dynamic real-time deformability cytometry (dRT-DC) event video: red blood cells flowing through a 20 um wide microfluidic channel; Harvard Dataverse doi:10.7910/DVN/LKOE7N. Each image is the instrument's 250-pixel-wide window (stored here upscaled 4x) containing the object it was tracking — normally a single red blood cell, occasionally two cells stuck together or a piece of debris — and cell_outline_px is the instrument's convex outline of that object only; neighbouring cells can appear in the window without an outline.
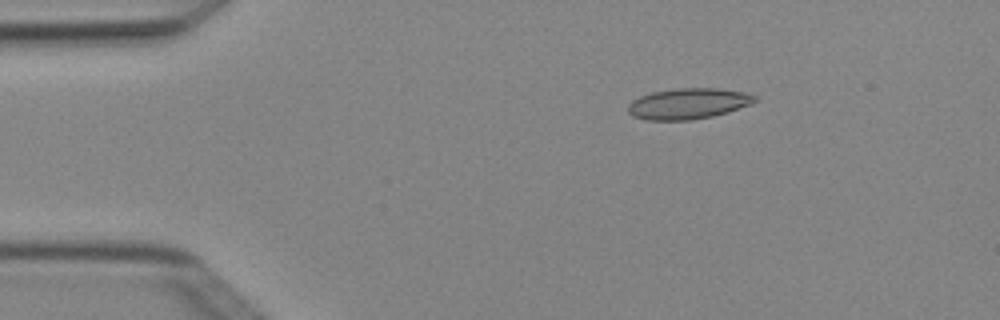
{"species": "Egyptian fruit bat (a non-hibernating species)", "species_latin": "Rousettus aegyptiacus", "temperature_condition": "cold", "stored_images_in_passage": 6, "camera_frame_rate_fps": 3000, "um_per_image_px": 0.085, "animal": {"sex": "female"}, "frame": {"image": 1, "passage_image": 2, "time_ms": 0.333, "image_size_px": [1000, 320], "cell_outline_px": [[756, 100], [752, 104], [728, 112], [712, 116], [692, 120], [648, 120], [632, 116], [628, 112], [628, 104], [632, 100], [640, 96], [652, 92], [676, 88], [720, 88], [744, 92], [756, 96]], "centroid_in_image_um": [58.49, 8.81], "position_along_channel_um": 26.5, "area_um2": 22.89}}
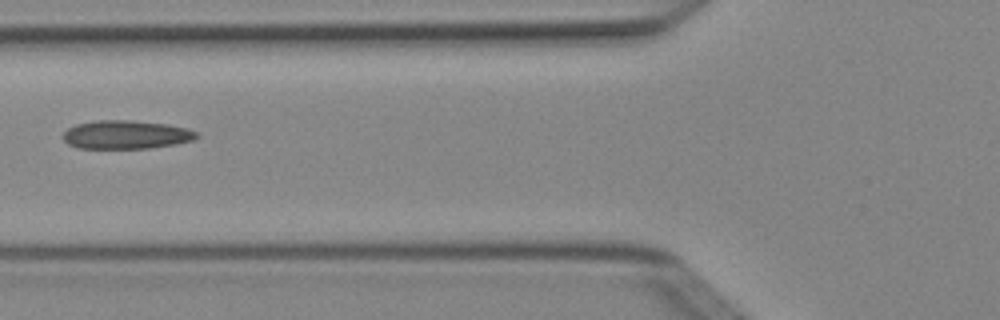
{"frame": {"image": 2, "passage_image": 5, "time_ms": 1.333, "image_size_px": [1000, 320], "cell_outline_px": [[200, 136], [192, 140], [176, 144], [148, 148], [76, 148], [68, 144], [64, 140], [64, 132], [68, 128], [76, 124], [96, 120], [128, 120], [168, 124], [188, 128], [196, 132]], "centroid_in_image_um": [10.72, 11.44], "position_along_channel_um": 115.1, "area_um2": 22.2}}
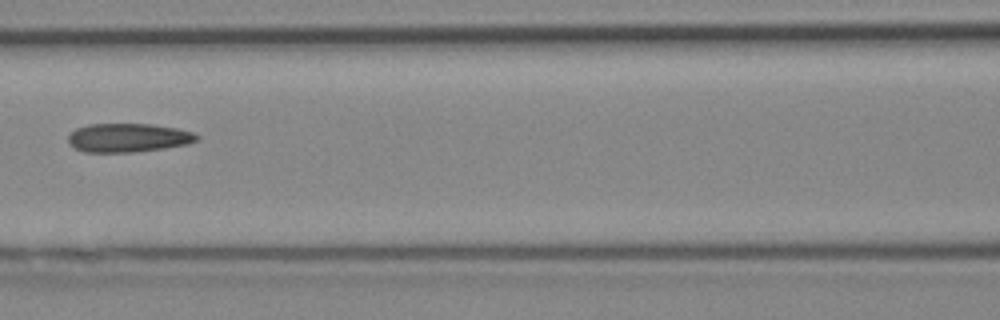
{"frame": {"image": 3, "passage_image": 6, "time_ms": 1.667, "image_size_px": [1000, 320], "cell_outline_px": [[200, 136], [196, 140], [188, 144], [164, 148], [136, 152], [84, 152], [68, 144], [68, 136], [76, 128], [88, 124], [152, 124], [176, 128], [192, 132]], "centroid_in_image_um": [10.88, 11.71], "position_along_channel_um": 155.7, "area_um2": 21.56}}